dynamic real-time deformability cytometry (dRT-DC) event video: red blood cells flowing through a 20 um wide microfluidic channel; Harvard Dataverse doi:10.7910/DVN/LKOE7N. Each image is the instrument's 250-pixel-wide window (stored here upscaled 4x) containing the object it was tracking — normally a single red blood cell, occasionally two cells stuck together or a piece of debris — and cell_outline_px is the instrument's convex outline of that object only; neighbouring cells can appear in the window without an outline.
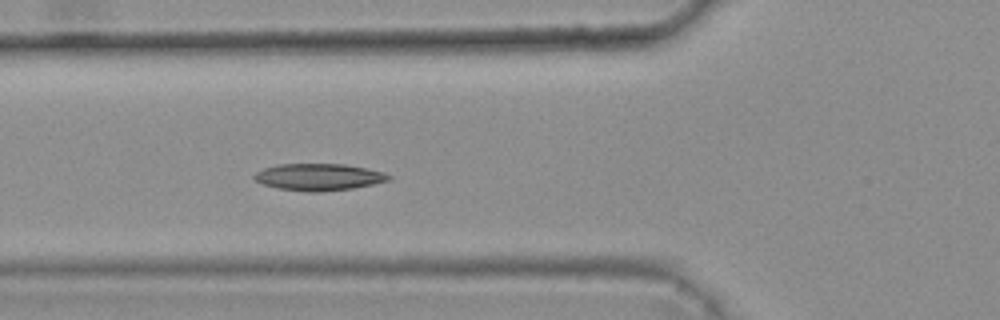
{"species": "common noctule bat (a hibernating species)", "species_latin": "Nyctalus noctula", "temperature_condition": "warm", "stored_images_in_passage": 5, "camera_frame_rate_fps": 3000, "um_per_image_px": 0.085, "animal": {"sex": "female", "body_mass_g": 25.1}, "frame": {"image": 1, "passage_image": 5, "time_ms": 1.333, "image_size_px": [1000, 320], "cell_outline_px": [[392, 180], [352, 188], [320, 192], [308, 192], [276, 188], [264, 184], [256, 180], [252, 176], [256, 172], [264, 168], [276, 164], [344, 164], [368, 168], [384, 172], [392, 176]], "centroid_in_image_um": [27.11, 15.04], "position_along_channel_um": 98.7, "area_um2": 21.15}}